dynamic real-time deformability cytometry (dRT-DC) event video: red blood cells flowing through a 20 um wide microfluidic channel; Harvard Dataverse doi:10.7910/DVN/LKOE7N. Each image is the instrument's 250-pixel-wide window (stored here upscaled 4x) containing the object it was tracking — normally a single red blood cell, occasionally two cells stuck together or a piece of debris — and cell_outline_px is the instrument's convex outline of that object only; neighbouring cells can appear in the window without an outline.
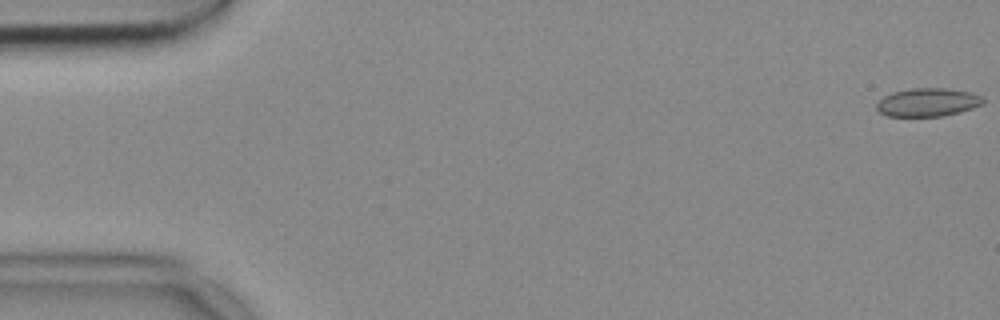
{"species": "common noctule bat (a hibernating species)", "species_latin": "Nyctalus noctula", "temperature_condition": "cold", "stored_images_in_passage": 54, "camera_frame_rate_fps": 3000, "um_per_image_px": 0.085, "animal": {"sex": "female", "body_mass_g": 18.4}, "frame": {"image": 1, "passage_image": 1, "time_ms": 0.0, "image_size_px": [1000, 320], "cell_outline_px": [[984, 104], [960, 112], [944, 116], [888, 116], [880, 112], [876, 108], [876, 104], [884, 96], [892, 92], [912, 88], [948, 88], [972, 92], [984, 96]], "centroid_in_image_um": [78.9, 8.69], "position_along_channel_um": 6.1, "area_um2": 17.74}}
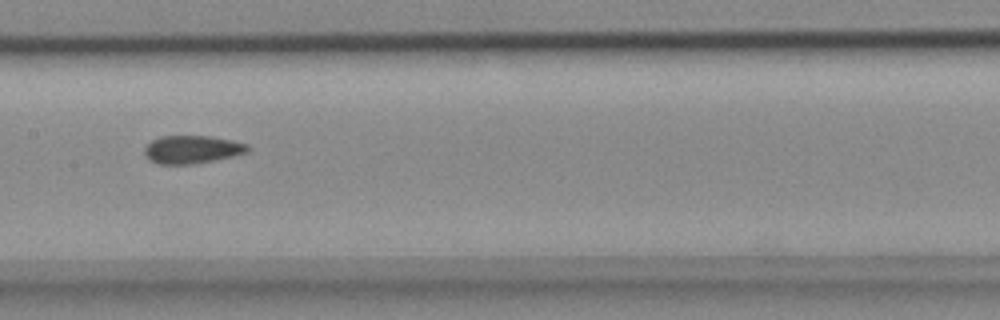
{"frame": {"image": 2, "passage_image": 27, "time_ms": 8.667, "image_size_px": [1000, 320], "cell_outline_px": [[252, 148], [248, 152], [232, 156], [192, 164], [156, 164], [148, 160], [144, 156], [144, 148], [152, 140], [160, 136], [212, 136], [232, 140], [248, 144]], "centroid_in_image_um": [16.31, 12.7], "position_along_channel_um": 191.1, "area_um2": 16.99}}
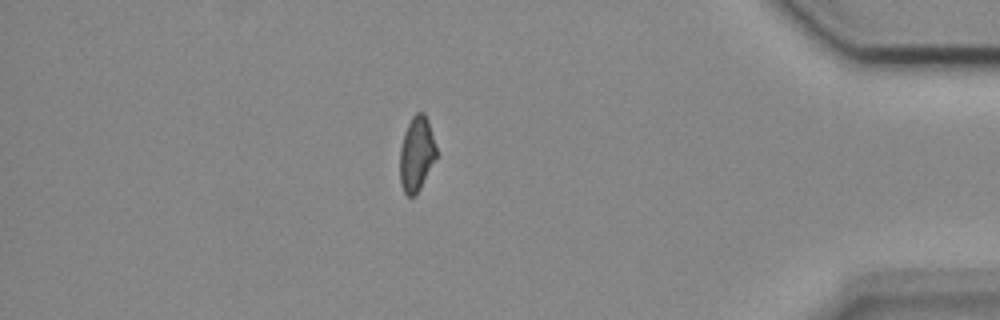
{"frame": {"image": 3, "passage_image": 47, "time_ms": 15.333, "image_size_px": [1000, 320], "cell_outline_px": [[436, 156], [420, 188], [412, 196], [408, 196], [404, 192], [400, 184], [400, 148], [404, 132], [412, 116], [416, 112], [424, 112], [428, 120], [436, 148]], "centroid_in_image_um": [35.38, 13.05], "position_along_channel_um": 399.8, "area_um2": 15.61}, "authors_computed_cell_mechanics": {"area_um2": 17.0221, "velocity_mm_per_s": 3.7229, "shape_relaxation_time_tau1_ms": null, "shape_relaxation_time_tau2_ms": 2.2809, "deformation_change_tau1": null, "deformation_change_tau2": 0.0608}}